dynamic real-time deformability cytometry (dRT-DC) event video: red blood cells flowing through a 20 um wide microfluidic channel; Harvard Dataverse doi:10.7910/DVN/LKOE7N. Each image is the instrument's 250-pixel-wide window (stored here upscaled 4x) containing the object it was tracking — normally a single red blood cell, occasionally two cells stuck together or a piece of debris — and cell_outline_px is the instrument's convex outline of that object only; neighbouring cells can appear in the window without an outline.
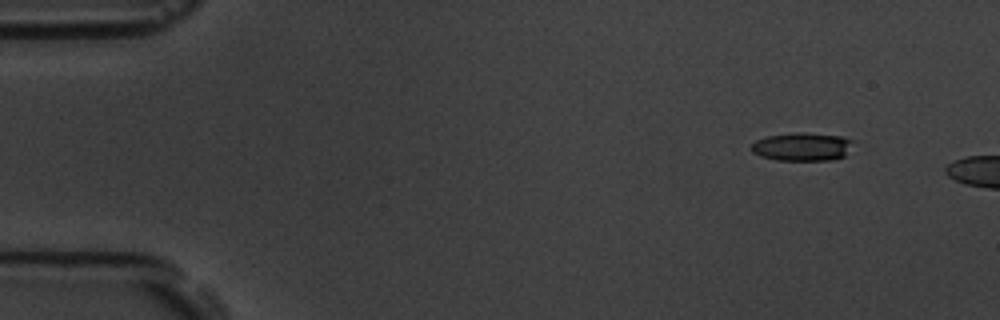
{"species": "common noctule bat (a hibernating species)", "species_latin": "Nyctalus noctula", "temperature_condition": "room temperature", "stored_images_in_passage": 4, "camera_frame_rate_fps": 3000, "um_per_image_px": 0.085, "animal": {"sex": "male", "body_mass_g": 19.5, "forearm_length_mm": 54.6}, "frame": {"image": 1, "passage_image": 1, "time_ms": 0.0, "image_size_px": [1000, 320], "cell_outline_px": [[856, 140], [844, 156], [832, 160], [776, 160], [760, 156], [752, 152], [748, 148], [756, 140], [768, 136], [796, 132], [800, 132], [844, 136]], "centroid_in_image_um": [68.2, 12.47], "position_along_channel_um": 16.8, "area_um2": 16.99}}